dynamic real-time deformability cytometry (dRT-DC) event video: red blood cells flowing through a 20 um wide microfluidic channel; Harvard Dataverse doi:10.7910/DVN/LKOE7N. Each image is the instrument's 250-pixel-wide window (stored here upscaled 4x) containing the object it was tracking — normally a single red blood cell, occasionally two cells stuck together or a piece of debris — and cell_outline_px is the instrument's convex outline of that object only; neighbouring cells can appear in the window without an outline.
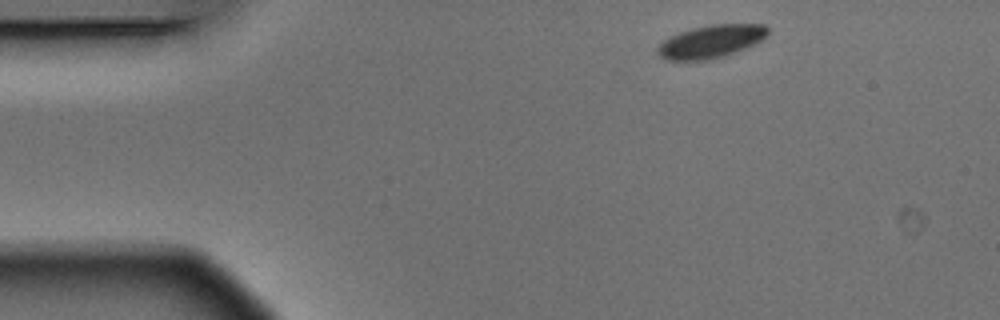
{"species": "Egyptian fruit bat (a non-hibernating species)", "species_latin": "Rousettus aegyptiacus", "temperature_condition": "warm", "stored_images_in_passage": 3, "camera_frame_rate_fps": 3000, "um_per_image_px": 0.085, "animal": {"sex": "male"}, "frame": {"image": 1, "passage_image": 1, "time_ms": 0.0, "image_size_px": [1000, 320], "cell_outline_px": [[768, 32], [760, 40], [744, 48], [724, 56], [708, 60], [664, 60], [656, 52], [656, 48], [668, 36], [692, 28], [712, 24], [764, 24], [768, 28]], "centroid_in_image_um": [60.37, 3.52], "position_along_channel_um": 24.6, "area_um2": 20.98}}
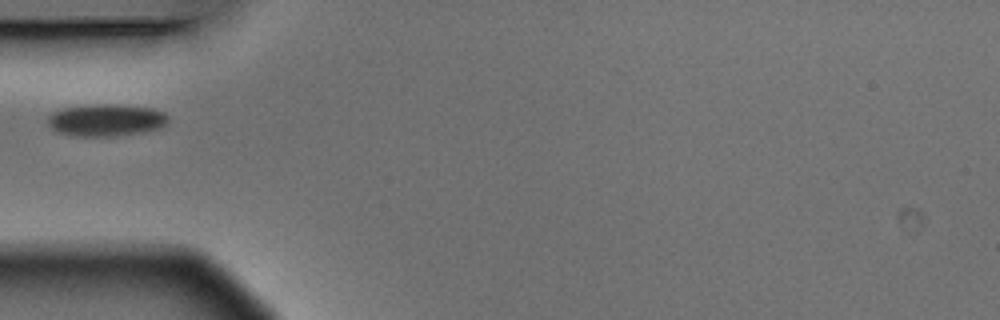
{"frame": {"image": 2, "passage_image": 3, "time_ms": 0.667, "image_size_px": [1000, 320], "cell_outline_px": [[168, 124], [160, 128], [140, 132], [108, 136], [76, 136], [60, 132], [52, 128], [48, 124], [48, 116], [52, 112], [64, 108], [96, 104], [116, 104], [152, 108], [164, 112], [168, 116]], "centroid_in_image_um": [9.04, 10.2], "position_along_channel_um": 76.0, "area_um2": 22.37}}